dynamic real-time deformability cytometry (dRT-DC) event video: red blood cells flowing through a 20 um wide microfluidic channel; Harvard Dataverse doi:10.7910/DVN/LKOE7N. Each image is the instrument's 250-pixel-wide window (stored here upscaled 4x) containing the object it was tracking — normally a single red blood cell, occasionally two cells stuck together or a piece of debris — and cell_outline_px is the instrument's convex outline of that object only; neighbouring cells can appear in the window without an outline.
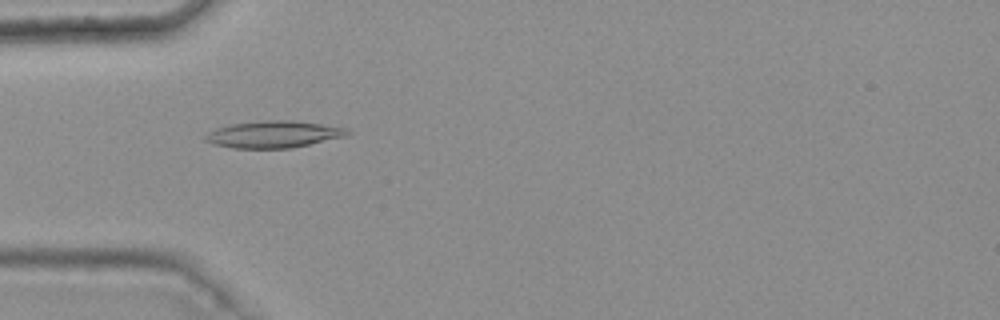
{"species": "common noctule bat (a hibernating species)", "species_latin": "Nyctalus noctula", "temperature_condition": "warm", "stored_images_in_passage": 5, "camera_frame_rate_fps": 3000, "um_per_image_px": 0.085, "animal": {"sex": "female", "body_mass_g": 25.1}, "frame": {"image": 1, "passage_image": 4, "time_ms": 1.0, "image_size_px": [1000, 320], "cell_outline_px": [[352, 132], [344, 136], [292, 148], [232, 148], [212, 144], [204, 140], [204, 136], [208, 132], [216, 128], [232, 124], [268, 120], [292, 120], [348, 128]], "centroid_in_image_um": [23.22, 11.42], "position_along_channel_um": 61.8, "area_um2": 22.14}}
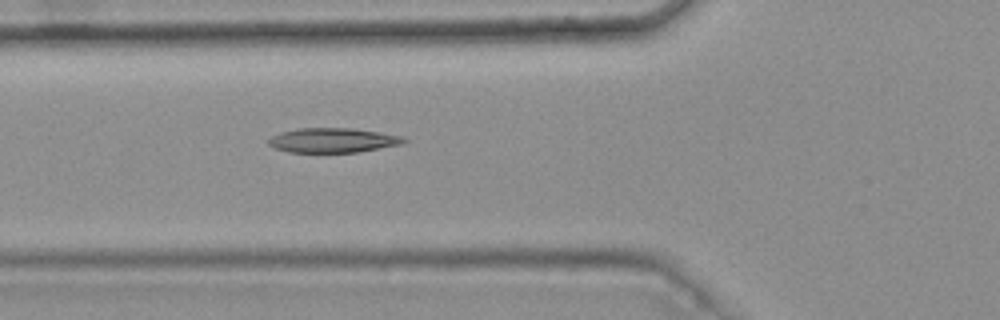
{"frame": {"image": 2, "passage_image": 5, "time_ms": 1.333, "image_size_px": [1000, 320], "cell_outline_px": [[408, 140], [400, 144], [356, 152], [288, 152], [276, 148], [268, 144], [268, 140], [272, 136], [280, 132], [296, 128], [352, 128], [404, 136]], "centroid_in_image_um": [28.27, 11.91], "position_along_channel_um": 97.5, "area_um2": 19.25}}